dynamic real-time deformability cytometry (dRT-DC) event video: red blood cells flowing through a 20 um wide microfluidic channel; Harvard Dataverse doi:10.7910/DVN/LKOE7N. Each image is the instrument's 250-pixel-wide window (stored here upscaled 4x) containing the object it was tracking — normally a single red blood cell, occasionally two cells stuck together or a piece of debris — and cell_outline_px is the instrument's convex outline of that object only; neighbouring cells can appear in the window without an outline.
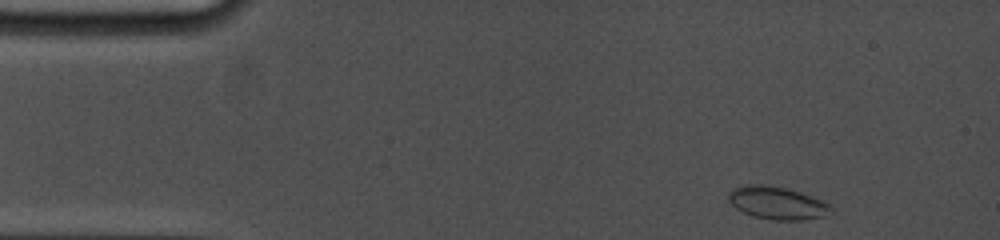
{"species": "common noctule bat (a hibernating species)", "species_latin": "Nyctalus noctula", "temperature_condition": "cold", "stored_images_in_passage": 40, "camera_frame_rate_fps": 5000, "um_per_image_px": 0.085, "animal": {"sex": "female", "body_mass_g": 19.0, "forearm_length_mm": 53.3}, "frame": {"image": 1, "passage_image": 1, "time_ms": 0.0, "image_size_px": [1000, 240], "cell_outline_px": [[832, 212], [824, 216], [804, 220], [772, 220], [752, 216], [736, 208], [728, 200], [728, 192], [732, 188], [744, 184], [760, 184], [784, 188], [800, 192], [820, 200], [828, 204], [832, 208]], "centroid_in_image_um": [66.02, 17.25], "position_along_channel_um": 19.0, "area_um2": 19.48}}
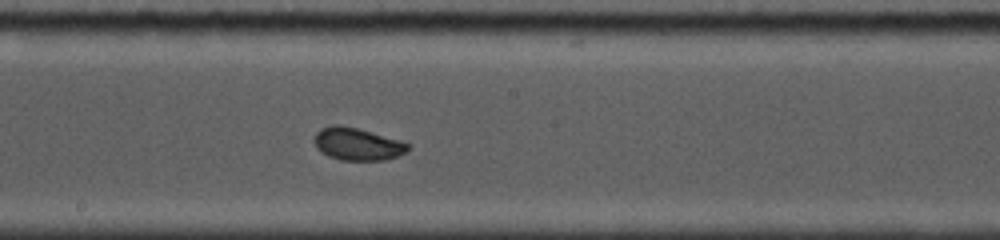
{"frame": {"image": 2, "passage_image": 25, "time_ms": 7.4, "image_size_px": [1000, 240], "cell_outline_px": [[412, 148], [408, 152], [384, 160], [340, 160], [328, 156], [316, 148], [312, 140], [316, 132], [320, 128], [332, 124], [340, 124], [356, 128], [400, 140], [412, 144]], "centroid_in_image_um": [30.37, 12.24], "position_along_channel_um": 217.8, "area_um2": 18.03}}
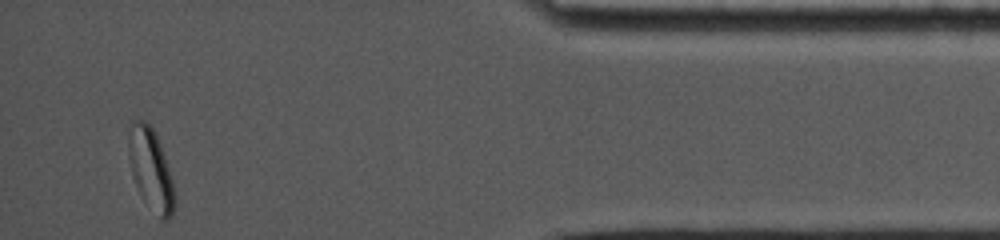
{"frame": {"image": 3, "passage_image": 40, "time_ms": 13.8, "image_size_px": [1000, 240], "cell_outline_px": [[176, 204], [172, 216], [168, 220], [160, 220], [140, 192], [132, 176], [128, 156], [128, 140], [132, 120], [144, 120], [152, 128], [160, 144], [172, 180], [176, 196]], "centroid_in_image_um": [12.83, 14.43], "position_along_channel_um": 422.4, "area_um2": 21.62}, "authors_computed_cell_mechanics": {"area_um2": 18.207, "velocity_mm_per_s": 3.8101, "shape_relaxation_time_tau1_ms": 4.9583, "shape_relaxation_time_tau2_ms": 0.9854, "deformation_change_tau1": 0.109, "deformation_change_tau2": 0.0262}}